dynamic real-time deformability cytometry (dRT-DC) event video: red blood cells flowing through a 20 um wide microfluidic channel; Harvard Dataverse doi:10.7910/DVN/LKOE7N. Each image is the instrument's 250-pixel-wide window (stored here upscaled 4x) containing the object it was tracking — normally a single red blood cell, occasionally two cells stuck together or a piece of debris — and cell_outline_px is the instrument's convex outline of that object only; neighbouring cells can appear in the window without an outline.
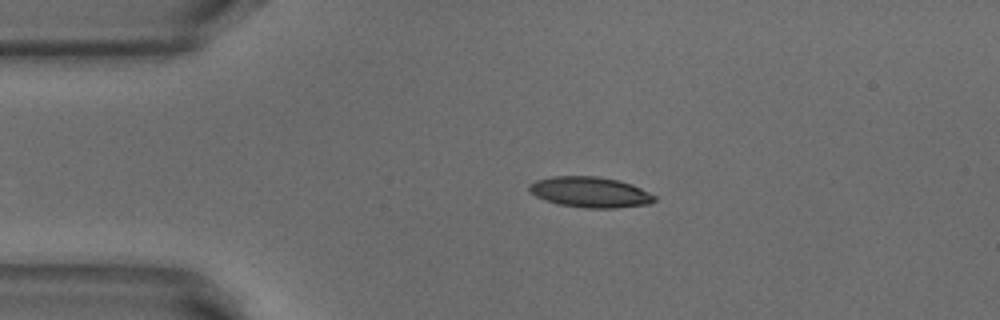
{"species": "common noctule bat (a hibernating species)", "species_latin": "Nyctalus noctula", "temperature_condition": "warm", "stored_images_in_passage": 51, "camera_frame_rate_fps": 3000, "um_per_image_px": 0.085, "animal": {"sex": "male", "body_mass_g": 18.8}, "frame": {"image": 1, "passage_image": 10, "time_ms": 3.0, "image_size_px": [1000, 320], "cell_outline_px": [[656, 200], [648, 204], [616, 208], [584, 208], [556, 204], [544, 200], [528, 192], [528, 184], [536, 180], [552, 176], [596, 176], [620, 180], [632, 184], [656, 196]], "centroid_in_image_um": [50.12, 16.33], "position_along_channel_um": 34.9, "area_um2": 22.6}}
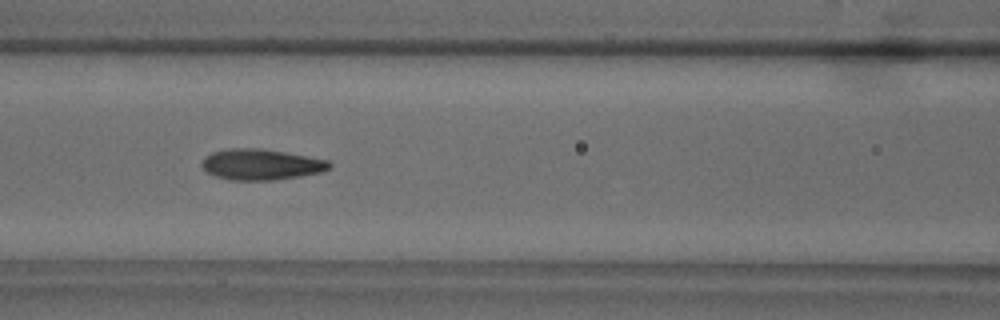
{"frame": {"image": 2, "passage_image": 21, "time_ms": 6.667, "image_size_px": [1000, 320], "cell_outline_px": [[332, 168], [320, 172], [300, 176], [272, 180], [232, 180], [216, 176], [204, 172], [200, 164], [204, 156], [212, 152], [228, 148], [260, 148], [308, 156], [328, 160], [332, 164]], "centroid_in_image_um": [22.16, 13.97], "position_along_channel_um": 144.4, "area_um2": 23.12}}
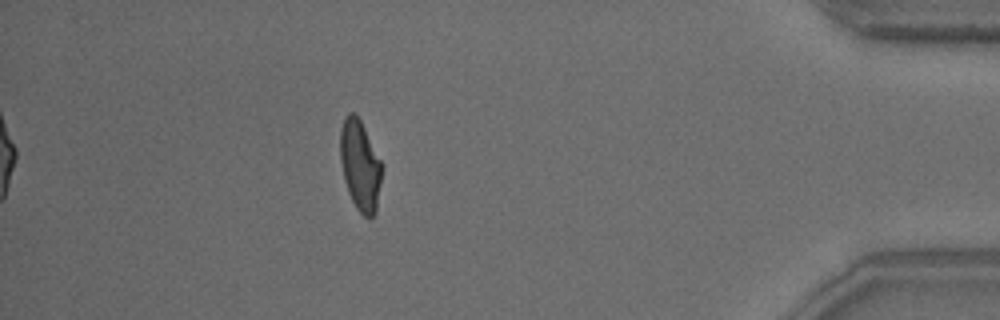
{"frame": {"image": 3, "passage_image": 45, "time_ms": 14.667, "image_size_px": [1000, 320], "cell_outline_px": [[384, 164], [376, 212], [368, 220], [356, 208], [348, 192], [344, 180], [340, 160], [340, 128], [344, 116], [348, 112], [352, 112], [360, 120]], "centroid_in_image_um": [30.62, 14.06], "position_along_channel_um": 404.6, "area_um2": 22.37}, "authors_computed_cell_mechanics": {"area_um2": 22.1374, "velocity_mm_per_s": 3.8728, "shape_relaxation_time_tau1_ms": 3.7392, "shape_relaxation_time_tau2_ms": 1.6945, "deformation_change_tau1": 0.1692, "deformation_change_tau2": 0.0769}}